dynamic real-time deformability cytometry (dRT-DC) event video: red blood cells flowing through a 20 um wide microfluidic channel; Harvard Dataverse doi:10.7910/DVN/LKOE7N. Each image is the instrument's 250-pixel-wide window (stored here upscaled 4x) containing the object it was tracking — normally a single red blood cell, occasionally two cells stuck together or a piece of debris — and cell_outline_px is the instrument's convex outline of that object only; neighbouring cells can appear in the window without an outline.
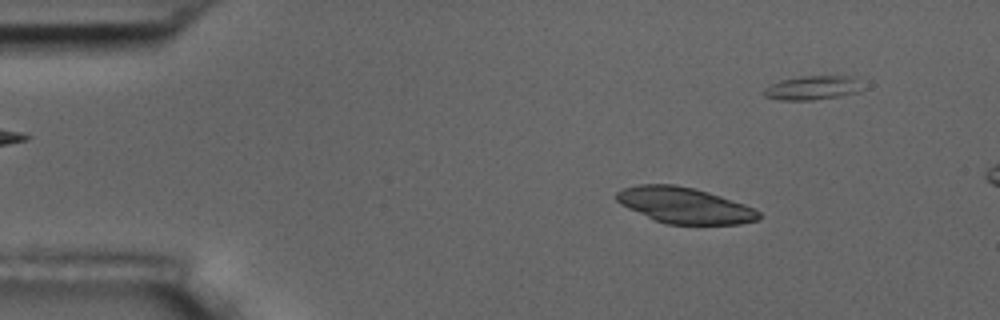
{"species": "common noctule bat (a hibernating species)", "species_latin": "Nyctalus noctula", "temperature_condition": "room temperature", "stored_images_in_passage": 4, "camera_frame_rate_fps": 3000, "um_per_image_px": 0.085, "animal": {"sex": "male", "body_mass_g": 17.5, "forearm_length_mm": 52.3}, "frame": {"image": 1, "passage_image": 1, "time_ms": 0.0, "image_size_px": [1000, 320], "cell_outline_px": [[760, 220], [740, 224], [668, 224], [656, 220], [628, 208], [620, 204], [616, 200], [616, 192], [624, 188], [640, 184], [676, 184], [708, 192], [744, 204], [760, 212]], "centroid_in_image_um": [58.19, 17.45], "position_along_channel_um": 26.8, "area_um2": 29.54}}